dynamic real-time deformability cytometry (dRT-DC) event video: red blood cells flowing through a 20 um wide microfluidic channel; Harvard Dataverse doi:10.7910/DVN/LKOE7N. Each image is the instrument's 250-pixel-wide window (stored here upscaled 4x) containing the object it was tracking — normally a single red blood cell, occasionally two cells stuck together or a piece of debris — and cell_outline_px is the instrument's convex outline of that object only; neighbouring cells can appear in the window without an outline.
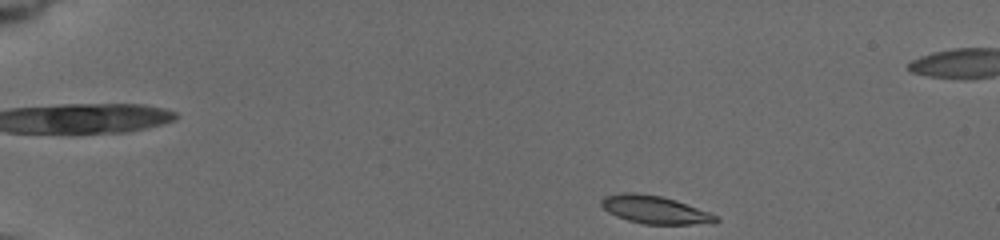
{"species": "common noctule bat (a hibernating species)", "species_latin": "Nyctalus noctula", "temperature_condition": "cold", "stored_images_in_passage": 50, "camera_frame_rate_fps": 3000, "um_per_image_px": 0.085, "animal": {"sex": "female", "body_mass_g": 19.5, "forearm_length_mm": 54.1}, "frame": {"image": 1, "passage_image": 1, "time_ms": 0.0, "image_size_px": [1000, 240], "cell_outline_px": [[720, 220], [716, 224], [644, 224], [628, 220], [616, 216], [608, 212], [600, 204], [600, 200], [604, 196], [620, 192], [636, 192], [660, 196], [676, 200], [720, 216]], "centroid_in_image_um": [55.69, 17.83], "position_along_channel_um": 29.3, "area_um2": 18.9}}
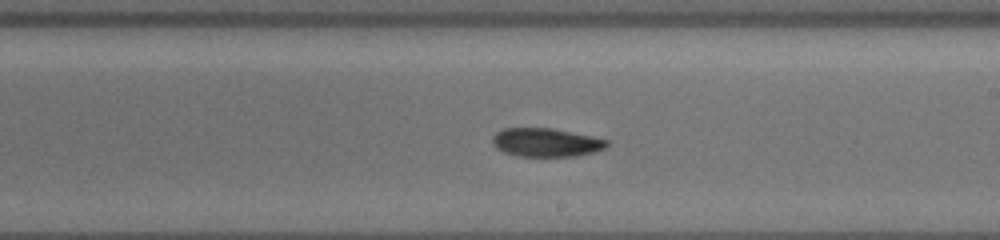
{"frame": {"image": 2, "passage_image": 37, "time_ms": 8.333, "image_size_px": [1000, 240], "cell_outline_px": [[608, 144], [604, 148], [596, 152], [576, 156], [516, 156], [504, 152], [496, 148], [492, 144], [492, 136], [496, 132], [504, 128], [552, 128], [592, 136], [608, 140]], "centroid_in_image_um": [46.39, 12.11], "position_along_channel_um": 242.6, "area_um2": 19.13}}
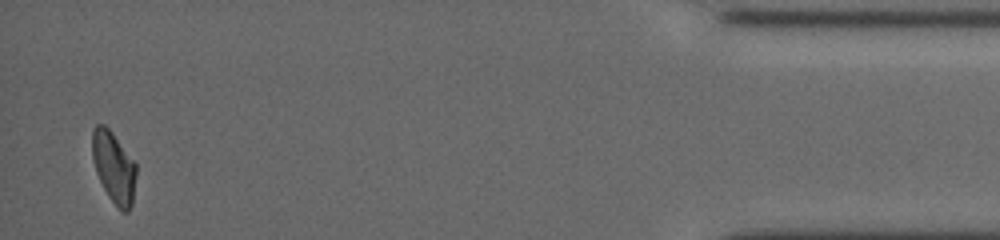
{"frame": {"image": 3, "passage_image": 50, "time_ms": 15.0, "image_size_px": [1000, 240], "cell_outline_px": [[136, 172], [132, 204], [128, 212], [120, 212], [108, 196], [96, 172], [92, 160], [92, 128], [96, 124], [104, 124], [112, 132], [136, 164]], "centroid_in_image_um": [9.66, 14.22], "position_along_channel_um": 425.5, "area_um2": 18.26}, "authors_computed_cell_mechanics": {"area_um2": 19.1896, "velocity_mm_per_s": 3.7417, "shape_relaxation_time_tau1_ms": 4.6002, "shape_relaxation_time_tau2_ms": 6.3787, "deformation_change_tau1": 0.1406, "deformation_change_tau2": 0.1205}}